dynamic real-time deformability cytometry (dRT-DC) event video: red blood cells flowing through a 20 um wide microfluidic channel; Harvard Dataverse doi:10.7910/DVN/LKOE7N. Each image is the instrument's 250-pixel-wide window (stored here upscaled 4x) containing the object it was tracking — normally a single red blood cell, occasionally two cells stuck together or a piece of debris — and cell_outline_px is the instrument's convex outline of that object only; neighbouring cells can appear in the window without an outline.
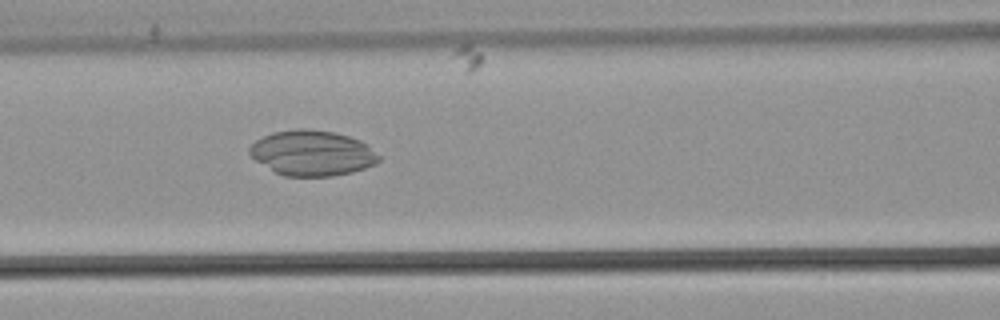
{"species": "common noctule bat (a hibernating species)", "species_latin": "Nyctalus noctula", "temperature_condition": "warm", "stored_images_in_passage": 54, "camera_frame_rate_fps": 3000, "um_per_image_px": 0.085, "animal": {"sex": "male", "body_mass_g": 21.5, "forearm_length_mm": 52.0}, "frame": {"image": 1, "passage_image": 24, "time_ms": 7.667, "image_size_px": [1000, 320], "cell_outline_px": [[380, 160], [376, 164], [352, 172], [332, 176], [284, 176], [276, 172], [256, 160], [248, 152], [248, 148], [256, 140], [272, 132], [296, 128], [308, 128], [336, 132], [360, 140], [368, 144], [380, 156]], "centroid_in_image_um": [26.56, 12.99], "position_along_channel_um": 140.0, "area_um2": 34.28}}
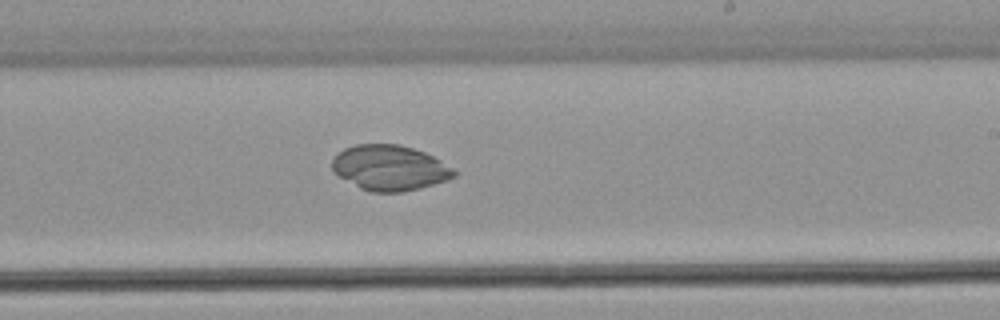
{"frame": {"image": 2, "passage_image": 33, "time_ms": 10.667, "image_size_px": [1000, 320], "cell_outline_px": [[456, 176], [448, 180], [420, 188], [404, 192], [372, 192], [360, 188], [340, 176], [332, 168], [332, 160], [336, 152], [344, 148], [356, 144], [400, 144], [424, 152], [456, 168]], "centroid_in_image_um": [33.15, 14.26], "position_along_channel_um": 255.8, "area_um2": 32.31}}
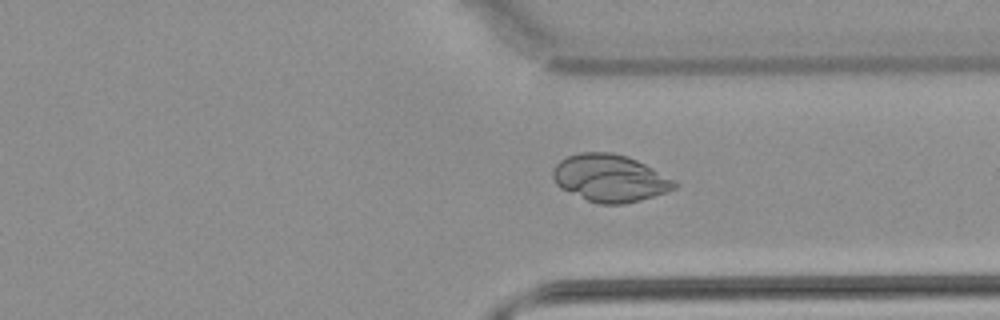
{"frame": {"image": 3, "passage_image": 41, "time_ms": 13.333, "image_size_px": [1000, 320], "cell_outline_px": [[676, 188], [640, 200], [624, 204], [596, 204], [560, 188], [556, 184], [552, 176], [552, 168], [560, 160], [568, 156], [580, 152], [612, 152], [628, 156], [652, 168], [672, 180], [676, 184]], "centroid_in_image_um": [51.77, 15.14], "position_along_channel_um": 359.6, "area_um2": 33.23}}